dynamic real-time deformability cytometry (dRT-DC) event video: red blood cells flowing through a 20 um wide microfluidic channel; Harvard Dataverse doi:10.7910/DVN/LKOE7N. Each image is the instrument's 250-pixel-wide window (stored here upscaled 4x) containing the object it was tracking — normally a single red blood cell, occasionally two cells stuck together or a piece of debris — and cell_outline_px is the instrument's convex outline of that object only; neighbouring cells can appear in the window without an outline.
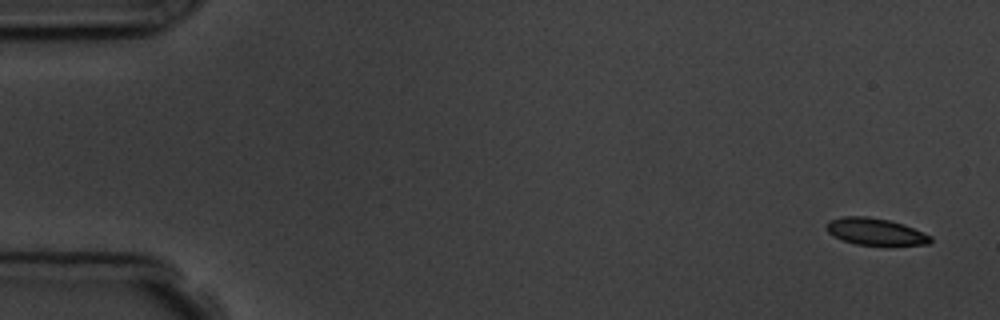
{"species": "common noctule bat (a hibernating species)", "species_latin": "Nyctalus noctula", "temperature_condition": "room temperature", "stored_images_in_passage": 5, "camera_frame_rate_fps": 3000, "um_per_image_px": 0.085, "animal": {"sex": "male", "body_mass_g": 19.5, "forearm_length_mm": 54.6}, "frame": {"image": 1, "passage_image": 1, "time_ms": 0.0, "image_size_px": [1000, 320], "cell_outline_px": [[932, 240], [928, 244], [856, 244], [844, 240], [828, 232], [824, 228], [824, 224], [828, 220], [844, 216], [868, 216], [888, 220], [904, 224], [932, 236]], "centroid_in_image_um": [74.36, 19.66], "position_along_channel_um": 10.6, "area_um2": 16.07}}
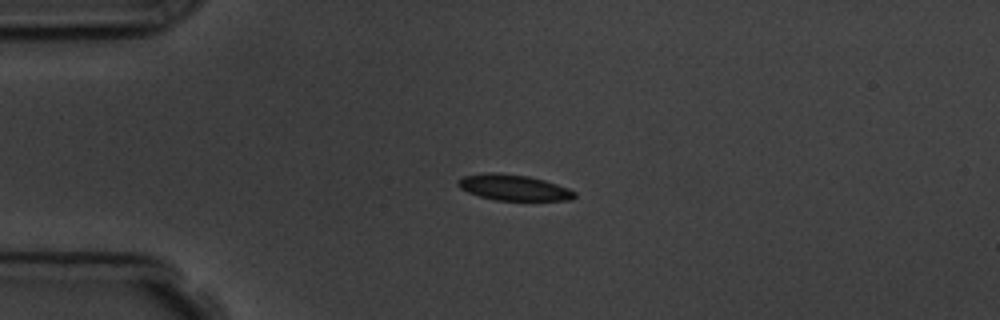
{"frame": {"image": 2, "passage_image": 4, "time_ms": 3.667, "image_size_px": [1000, 320], "cell_outline_px": [[576, 196], [572, 200], [496, 200], [480, 196], [468, 192], [460, 188], [456, 184], [464, 176], [484, 172], [496, 172], [528, 176], [544, 180], [568, 188], [576, 192]], "centroid_in_image_um": [43.66, 15.93], "position_along_channel_um": 41.3, "area_um2": 17.46}}